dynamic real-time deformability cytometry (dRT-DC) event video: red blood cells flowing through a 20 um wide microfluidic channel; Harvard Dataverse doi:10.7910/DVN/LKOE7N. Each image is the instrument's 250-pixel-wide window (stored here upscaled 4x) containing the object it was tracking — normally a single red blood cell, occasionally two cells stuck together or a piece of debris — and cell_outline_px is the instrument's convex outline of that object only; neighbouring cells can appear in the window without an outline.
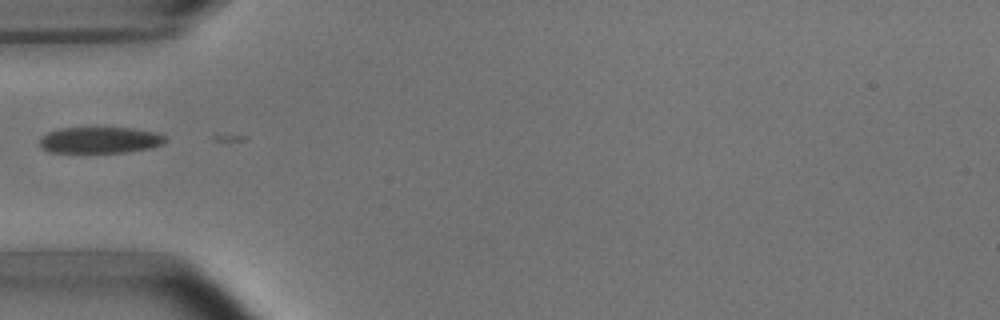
{"species": "common noctule bat (a hibernating species)", "species_latin": "Nyctalus noctula", "temperature_condition": "room temperature", "stored_images_in_passage": 8, "camera_frame_rate_fps": 3000, "um_per_image_px": 0.085, "animal": {"sex": "male", "body_mass_g": 15.6}, "frame": {"image": 1, "passage_image": 5, "time_ms": 4.667, "image_size_px": [1000, 320], "cell_outline_px": [[168, 140], [164, 144], [152, 148], [124, 152], [48, 152], [40, 144], [40, 136], [48, 132], [60, 128], [132, 128], [156, 132], [168, 136]], "centroid_in_image_um": [8.56, 11.9], "position_along_channel_um": 76.4, "area_um2": 19.36}}
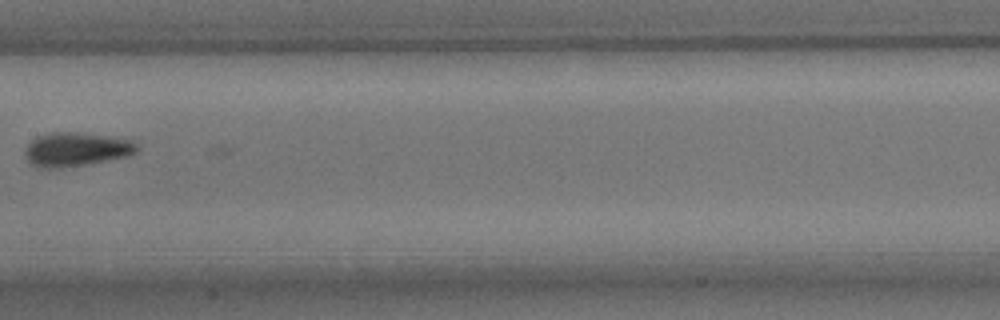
{"frame": {"image": 2, "passage_image": 8, "time_ms": 8.0, "image_size_px": [1000, 320], "cell_outline_px": [[140, 148], [136, 152], [128, 156], [84, 164], [56, 168], [40, 168], [32, 164], [28, 160], [24, 152], [28, 144], [36, 136], [52, 132], [72, 132], [108, 136], [132, 140]], "centroid_in_image_um": [6.46, 12.69], "position_along_channel_um": 200.9, "area_um2": 21.85}}